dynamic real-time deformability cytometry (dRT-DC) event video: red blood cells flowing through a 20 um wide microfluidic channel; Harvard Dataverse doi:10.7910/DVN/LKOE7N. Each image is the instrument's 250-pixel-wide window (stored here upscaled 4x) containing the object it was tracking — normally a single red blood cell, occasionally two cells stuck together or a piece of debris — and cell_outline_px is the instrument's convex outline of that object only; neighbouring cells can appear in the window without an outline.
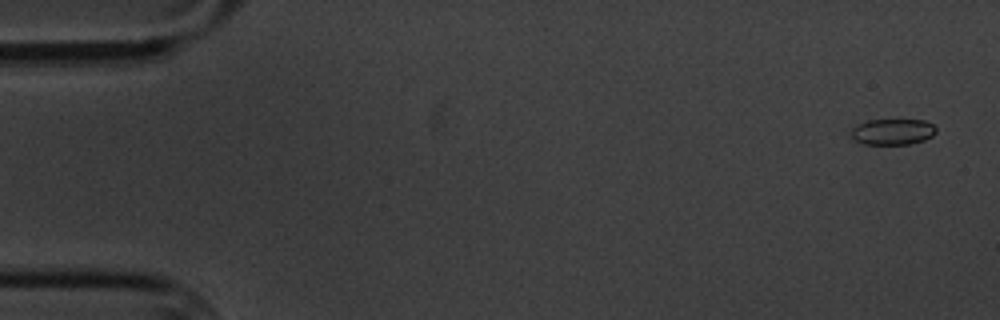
{"species": "common noctule bat (a hibernating species)", "species_latin": "Nyctalus noctula", "temperature_condition": "cold", "stored_images_in_passage": 5, "camera_frame_rate_fps": 3000, "um_per_image_px": 0.085, "animal": {"sex": "male", "body_mass_g": 20.1, "forearm_length_mm": 53.5}, "frame": {"image": 1, "passage_image": 1, "time_ms": 0.0, "image_size_px": [1000, 320], "cell_outline_px": [[936, 132], [932, 136], [924, 140], [908, 144], [864, 144], [856, 140], [852, 136], [852, 128], [868, 120], [924, 120], [932, 124], [936, 128]], "centroid_in_image_um": [75.91, 11.2], "position_along_channel_um": 9.1, "area_um2": 12.66}}
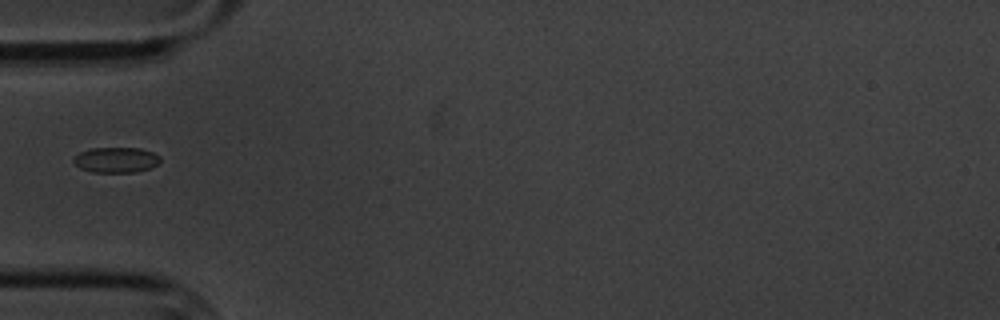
{"frame": {"image": 2, "passage_image": 5, "time_ms": 5.667, "image_size_px": [1000, 320], "cell_outline_px": [[160, 164], [152, 168], [136, 172], [92, 172], [80, 168], [72, 160], [80, 152], [92, 148], [140, 148], [152, 152], [160, 156]], "centroid_in_image_um": [9.91, 13.6], "position_along_channel_um": 75.1, "area_um2": 12.89}}